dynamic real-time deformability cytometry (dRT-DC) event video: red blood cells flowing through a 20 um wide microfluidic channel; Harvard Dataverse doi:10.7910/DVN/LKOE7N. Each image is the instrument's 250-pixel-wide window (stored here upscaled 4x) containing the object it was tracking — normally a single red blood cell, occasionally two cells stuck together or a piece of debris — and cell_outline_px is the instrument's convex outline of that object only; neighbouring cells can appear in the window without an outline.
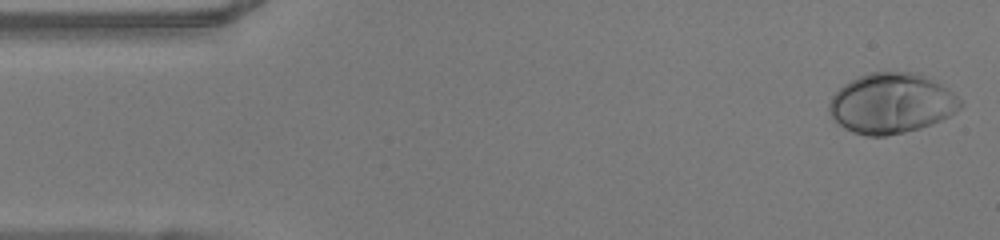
{"species": "human", "species_latin": "Homo sapiens", "temperature_condition": "warm", "stored_images_in_passage": 48, "camera_frame_rate_fps": 3000, "um_per_image_px": 0.085, "donor": {"sex": "female"}, "frame": {"image": 1, "passage_image": 1, "time_ms": 0.0, "image_size_px": [1000, 240], "cell_outline_px": [[964, 104], [960, 108], [948, 116], [932, 124], [920, 128], [904, 132], [884, 136], [868, 136], [852, 132], [844, 128], [828, 112], [828, 104], [832, 96], [844, 84], [860, 76], [872, 72], [916, 72], [948, 88]], "centroid_in_image_um": [75.76, 8.79], "position_along_channel_um": 9.2, "area_um2": 45.72}}
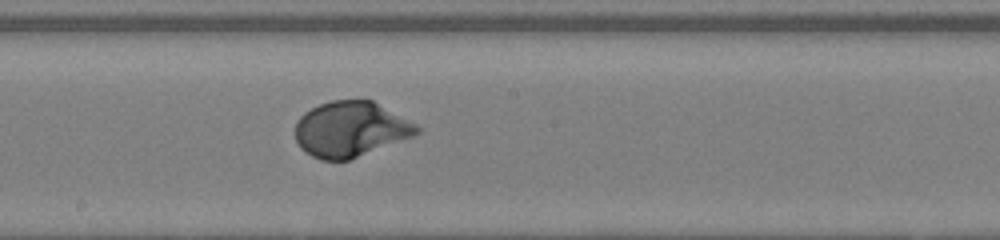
{"frame": {"image": 2, "passage_image": 25, "time_ms": 8.0, "image_size_px": [1000, 240], "cell_outline_px": [[420, 132], [412, 136], [348, 160], [320, 160], [304, 152], [300, 148], [296, 140], [296, 120], [304, 112], [320, 104], [332, 100], [372, 100], [416, 124], [420, 128]], "centroid_in_image_um": [29.76, 10.98], "position_along_channel_um": 218.4, "area_um2": 38.9}}
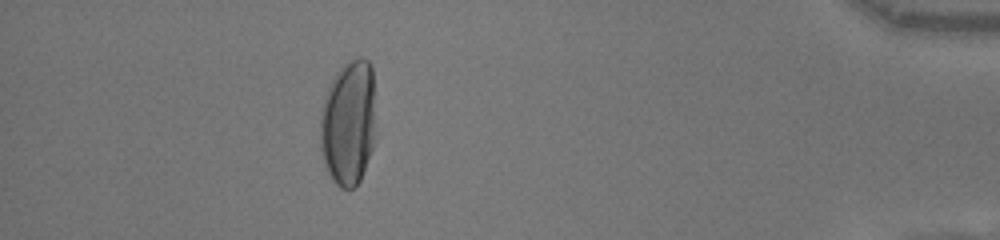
{"frame": {"image": 3, "passage_image": 43, "time_ms": 14.0, "image_size_px": [1000, 240], "cell_outline_px": [[372, 148], [360, 180], [356, 188], [340, 188], [332, 180], [328, 172], [320, 148], [320, 112], [328, 88], [336, 72], [348, 60], [360, 56], [368, 60], [372, 68]], "centroid_in_image_um": [29.56, 10.45], "position_along_channel_um": 405.6, "area_um2": 39.88}, "authors_computed_cell_mechanics": {"area_um2": 39.4485, "velocity_mm_per_s": 4.0822, "shape_relaxation_time_tau1_ms": 2.5633, "shape_relaxation_time_tau2_ms": null, "deformation_change_tau1": 0.202, "deformation_change_tau2": null}}